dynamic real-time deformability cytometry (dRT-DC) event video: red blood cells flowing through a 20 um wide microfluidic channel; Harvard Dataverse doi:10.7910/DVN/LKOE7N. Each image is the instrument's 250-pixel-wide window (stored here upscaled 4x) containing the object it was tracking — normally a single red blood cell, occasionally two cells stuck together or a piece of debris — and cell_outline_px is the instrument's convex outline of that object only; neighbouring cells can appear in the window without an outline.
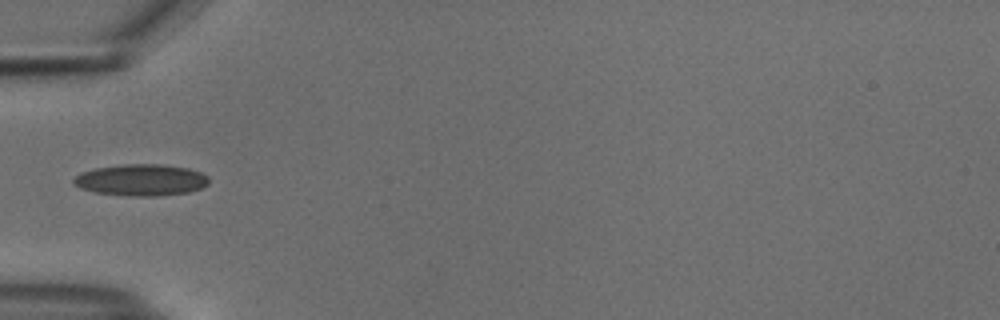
{"species": "common noctule bat (a hibernating species)", "species_latin": "Nyctalus noctula", "temperature_condition": "cold", "stored_images_in_passage": 37, "camera_frame_rate_fps": 3000, "um_per_image_px": 0.085, "animal": {"sex": "male", "body_mass_g": 18.8}, "frame": {"image": 1, "passage_image": 1, "time_ms": 0.0, "image_size_px": [1000, 320], "cell_outline_px": [[208, 184], [200, 188], [188, 192], [156, 196], [132, 196], [96, 192], [80, 188], [72, 184], [72, 180], [80, 172], [96, 168], [124, 164], [160, 164], [188, 168], [200, 172], [208, 176]], "centroid_in_image_um": [11.97, 15.29], "position_along_channel_um": 73.0, "area_um2": 24.8}}
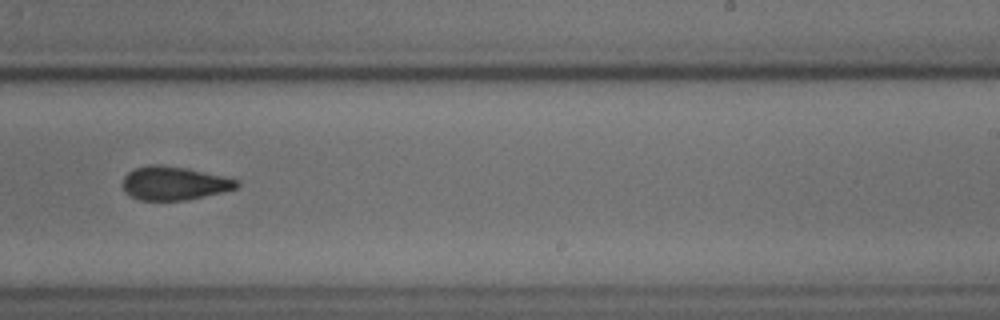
{"frame": {"image": 2, "passage_image": 17, "time_ms": 5.333, "image_size_px": [1000, 320], "cell_outline_px": [[240, 184], [236, 188], [224, 192], [184, 200], [140, 200], [124, 192], [120, 184], [124, 176], [128, 172], [136, 168], [148, 164], [160, 164], [184, 168], [240, 180]], "centroid_in_image_um": [14.75, 15.58], "position_along_channel_um": 274.2, "area_um2": 22.31}}
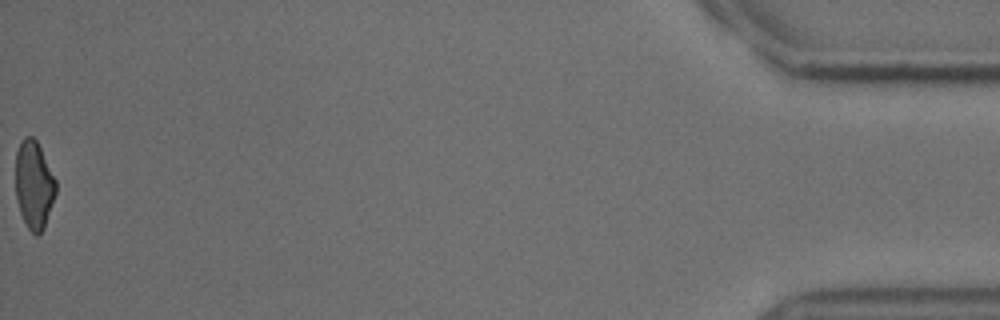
{"frame": {"image": 3, "passage_image": 37, "time_ms": 12.0, "image_size_px": [1000, 320], "cell_outline_px": [[56, 192], [44, 228], [36, 236], [28, 228], [20, 212], [16, 200], [16, 152], [24, 136], [32, 136], [36, 140], [56, 180]], "centroid_in_image_um": [2.88, 15.71], "position_along_channel_um": 432.3, "area_um2": 20.4}, "authors_computed_cell_mechanics": {"area_um2": 22.542, "velocity_mm_per_s": 3.7587, "shape_relaxation_time_tau1_ms": 8.2347, "shape_relaxation_time_tau2_ms": 2.8833, "deformation_change_tau1": 0.1821, "deformation_change_tau2": 0.0856}}